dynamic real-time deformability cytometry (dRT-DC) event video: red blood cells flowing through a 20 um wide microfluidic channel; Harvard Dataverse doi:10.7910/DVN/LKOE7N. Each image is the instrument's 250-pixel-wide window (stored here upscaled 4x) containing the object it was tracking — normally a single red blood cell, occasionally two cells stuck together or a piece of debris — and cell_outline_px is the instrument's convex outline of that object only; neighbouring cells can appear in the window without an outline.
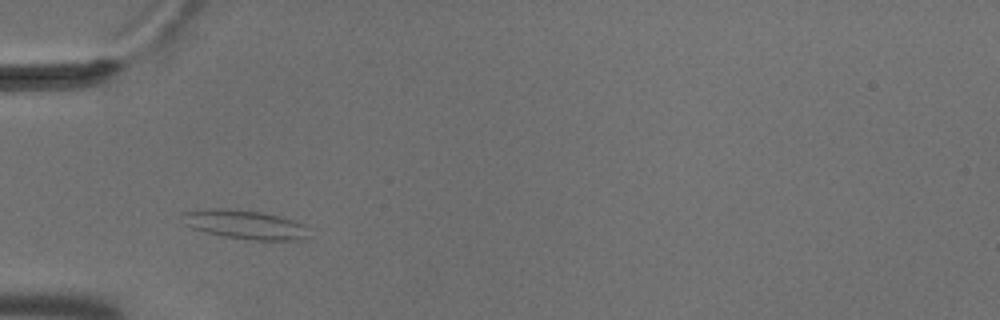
{"species": "common noctule bat (a hibernating species)", "species_latin": "Nyctalus noctula", "temperature_condition": "cold", "stored_images_in_passage": 46, "camera_frame_rate_fps": 3000, "um_per_image_px": 0.085, "animal": {"sex": "male", "body_mass_g": 18.8}, "frame": {"image": 1, "passage_image": 9, "time_ms": 2.667, "image_size_px": [1000, 320], "cell_outline_px": [[312, 228], [308, 240], [252, 240], [224, 236], [204, 232], [192, 228], [184, 224], [180, 212], [200, 208], [228, 208], [264, 212], [280, 216], [304, 224]], "centroid_in_image_um": [20.85, 19.08], "position_along_channel_um": 64.1, "area_um2": 22.14}}
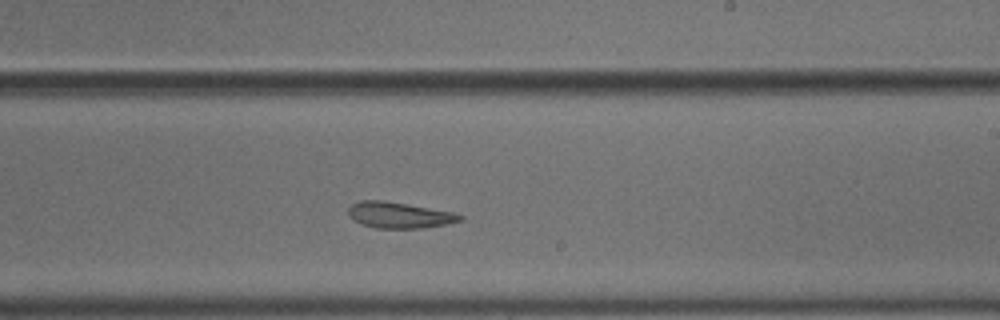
{"frame": {"image": 2, "passage_image": 25, "time_ms": 8.0, "image_size_px": [1000, 320], "cell_outline_px": [[464, 216], [460, 220], [448, 224], [420, 228], [376, 228], [360, 224], [352, 220], [348, 216], [348, 208], [352, 204], [360, 200], [384, 200], [408, 204], [452, 212]], "centroid_in_image_um": [33.87, 18.28], "position_along_channel_um": 255.1, "area_um2": 16.99}}
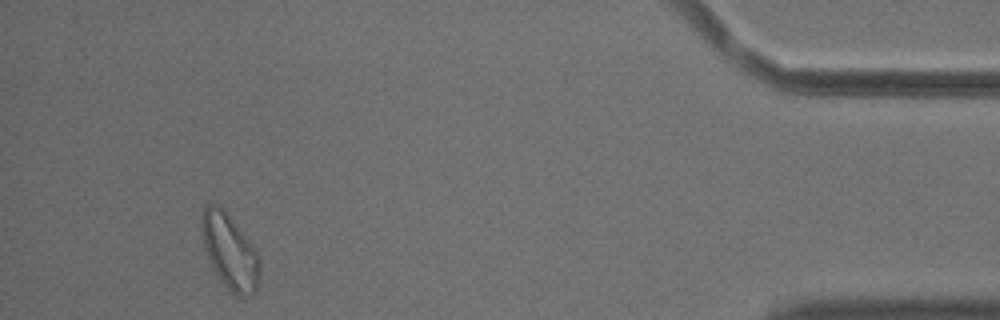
{"frame": {"image": 3, "passage_image": 43, "time_ms": 14.0, "image_size_px": [1000, 320], "cell_outline_px": [[260, 280], [252, 296], [240, 296], [232, 292], [220, 280], [212, 268], [204, 244], [200, 224], [200, 220], [204, 208], [208, 204], [216, 204], [224, 208], [256, 252], [260, 260]], "centroid_in_image_um": [19.53, 21.39], "position_along_channel_um": 415.7, "area_um2": 25.09}, "authors_computed_cell_mechanics": {"area_um2": 18.8428, "velocity_mm_per_s": 3.6365, "shape_relaxation_time_tau1_ms": null, "shape_relaxation_time_tau2_ms": 1.8554, "deformation_change_tau1": null, "deformation_change_tau2": 0.092}}